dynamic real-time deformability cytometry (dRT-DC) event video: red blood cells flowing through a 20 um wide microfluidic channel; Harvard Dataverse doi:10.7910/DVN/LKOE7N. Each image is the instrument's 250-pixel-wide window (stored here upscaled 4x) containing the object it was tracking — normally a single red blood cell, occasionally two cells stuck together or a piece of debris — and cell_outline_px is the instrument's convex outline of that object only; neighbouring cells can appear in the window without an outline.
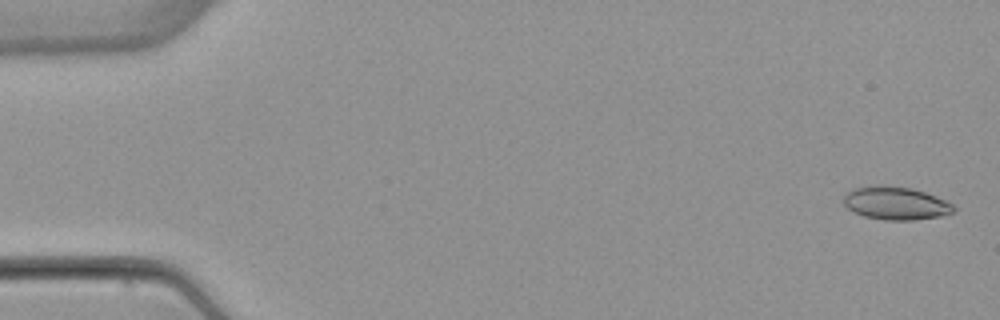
{"species": "common noctule bat (a hibernating species)", "species_latin": "Nyctalus noctula", "temperature_condition": "warm", "stored_images_in_passage": 53, "camera_frame_rate_fps": 3000, "um_per_image_px": 0.085, "animal": {"sex": "female", "body_mass_g": 22.7, "forearm_length_mm": 54.2}, "frame": {"image": 1, "passage_image": 2, "time_ms": 0.333, "image_size_px": [1000, 320], "cell_outline_px": [[956, 208], [952, 212], [940, 216], [912, 220], [884, 220], [864, 216], [848, 208], [844, 204], [844, 196], [848, 192], [856, 188], [876, 184], [880, 184], [912, 188], [936, 196], [952, 204]], "centroid_in_image_um": [76.13, 17.26], "position_along_channel_um": 8.9, "area_um2": 21.04}}
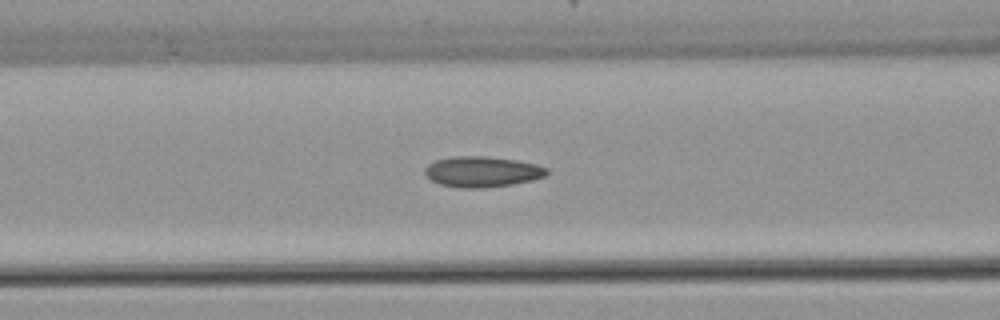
{"frame": {"image": 2, "passage_image": 22, "time_ms": 7.0, "image_size_px": [1000, 320], "cell_outline_px": [[548, 172], [544, 176], [532, 180], [512, 184], [480, 188], [460, 188], [440, 184], [432, 180], [424, 172], [424, 168], [428, 164], [436, 160], [456, 156], [484, 156], [516, 160], [536, 164], [548, 168]], "centroid_in_image_um": [40.98, 14.59], "position_along_channel_um": 125.6, "area_um2": 21.62}}
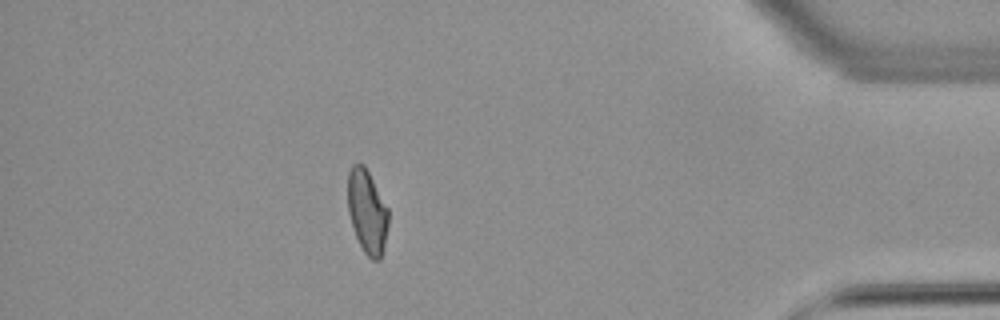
{"frame": {"image": 3, "passage_image": 47, "time_ms": 15.333, "image_size_px": [1000, 320], "cell_outline_px": [[388, 224], [384, 244], [380, 260], [372, 260], [364, 252], [356, 236], [348, 212], [348, 172], [352, 164], [364, 164], [388, 208]], "centroid_in_image_um": [31.2, 17.97], "position_along_channel_um": 404.0, "area_um2": 19.59}, "authors_computed_cell_mechanics": {"area_um2": 20.808, "velocity_mm_per_s": 3.8891, "shape_relaxation_time_tau1_ms": null, "shape_relaxation_time_tau2_ms": 2.1009, "deformation_change_tau1": null, "deformation_change_tau2": 0.0909}}